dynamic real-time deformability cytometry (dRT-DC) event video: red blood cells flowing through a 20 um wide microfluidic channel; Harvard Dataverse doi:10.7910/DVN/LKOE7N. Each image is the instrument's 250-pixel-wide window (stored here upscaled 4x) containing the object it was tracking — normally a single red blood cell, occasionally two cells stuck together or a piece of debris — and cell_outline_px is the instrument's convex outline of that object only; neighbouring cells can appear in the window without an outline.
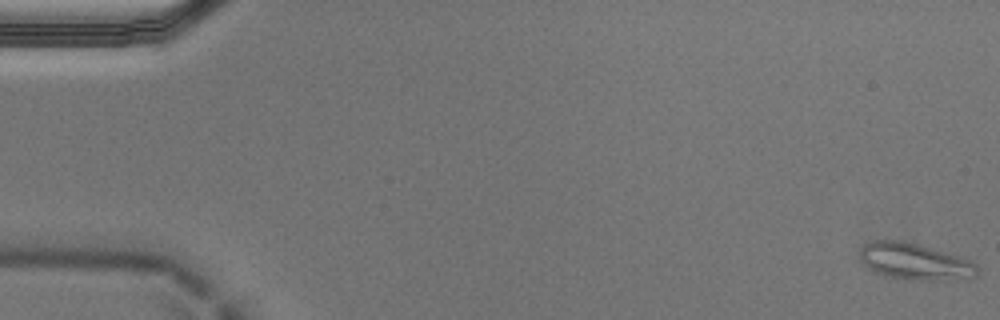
{"species": "Egyptian fruit bat (a non-hibernating species)", "species_latin": "Rousettus aegyptiacus", "temperature_condition": "cold", "stored_images_in_passage": 55, "camera_frame_rate_fps": 3000, "um_per_image_px": 0.085, "animal": {"sex": "male"}, "frame": {"image": 1, "passage_image": 1, "time_ms": 0.0, "image_size_px": [1000, 320], "cell_outline_px": [[980, 272], [976, 276], [928, 280], [916, 280], [892, 276], [876, 272], [868, 268], [860, 260], [860, 248], [864, 244], [872, 240], [900, 240], [916, 244], [960, 256], [972, 260], [976, 264]], "centroid_in_image_um": [77.74, 22.2], "position_along_channel_um": 7.3, "area_um2": 24.57}}
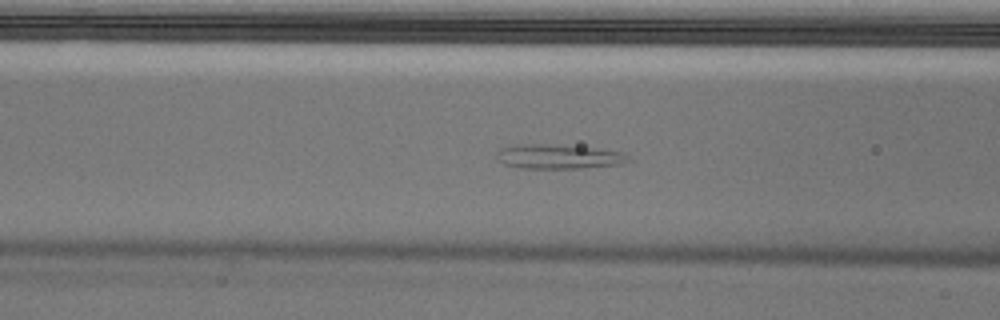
{"frame": {"image": 2, "passage_image": 22, "time_ms": 7.0, "image_size_px": [1000, 320], "cell_outline_px": [[632, 160], [620, 164], [580, 168], [520, 168], [504, 164], [496, 160], [496, 152], [500, 148], [524, 144], [544, 144], [592, 148], [624, 152]], "centroid_in_image_um": [47.45, 13.32], "position_along_channel_um": 119.2, "area_um2": 18.61}}
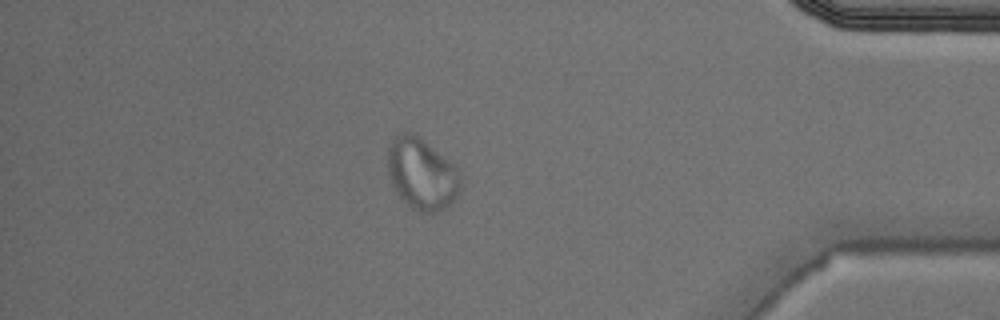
{"frame": {"image": 3, "passage_image": 48, "time_ms": 15.667, "image_size_px": [1000, 320], "cell_outline_px": [[460, 192], [452, 204], [440, 212], [420, 212], [412, 208], [396, 192], [388, 176], [388, 148], [392, 140], [396, 136], [404, 132], [412, 132], [452, 164], [460, 172]], "centroid_in_image_um": [35.85, 14.83], "position_along_channel_um": 399.3, "area_um2": 30.0}}